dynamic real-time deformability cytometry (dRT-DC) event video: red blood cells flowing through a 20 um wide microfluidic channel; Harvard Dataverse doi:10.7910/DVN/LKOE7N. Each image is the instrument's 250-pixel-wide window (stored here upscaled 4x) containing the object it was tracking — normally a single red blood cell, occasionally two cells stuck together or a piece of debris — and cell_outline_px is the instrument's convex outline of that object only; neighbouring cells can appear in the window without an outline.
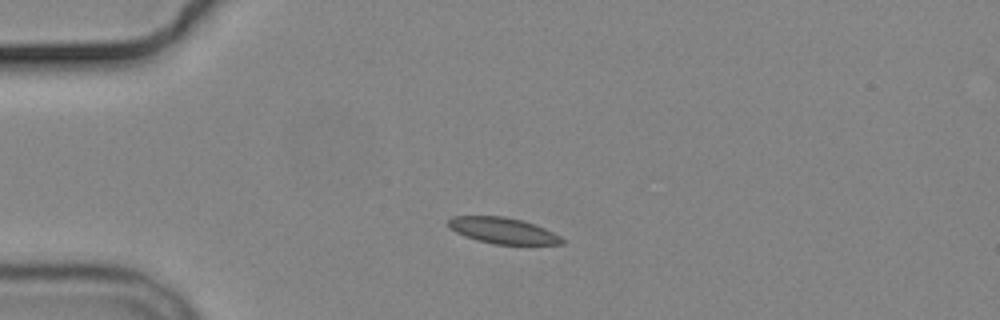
{"species": "common noctule bat (a hibernating species)", "species_latin": "Nyctalus noctula", "temperature_condition": "cold", "stored_images_in_passage": 1, "camera_frame_rate_fps": 3000, "um_per_image_px": 0.085, "animal": {"sex": "male", "body_mass_g": 19.2, "forearm_length_mm": 51.8}, "frame": {"image": 1, "passage_image": 1, "time_ms": 0.0, "image_size_px": [1000, 320], "cell_outline_px": [[564, 244], [492, 244], [476, 240], [464, 236], [448, 228], [448, 220], [452, 216], [504, 216], [520, 220], [544, 228], [560, 236], [564, 240]], "centroid_in_image_um": [42.69, 19.6], "position_along_channel_um": 42.3, "area_um2": 17.17}}